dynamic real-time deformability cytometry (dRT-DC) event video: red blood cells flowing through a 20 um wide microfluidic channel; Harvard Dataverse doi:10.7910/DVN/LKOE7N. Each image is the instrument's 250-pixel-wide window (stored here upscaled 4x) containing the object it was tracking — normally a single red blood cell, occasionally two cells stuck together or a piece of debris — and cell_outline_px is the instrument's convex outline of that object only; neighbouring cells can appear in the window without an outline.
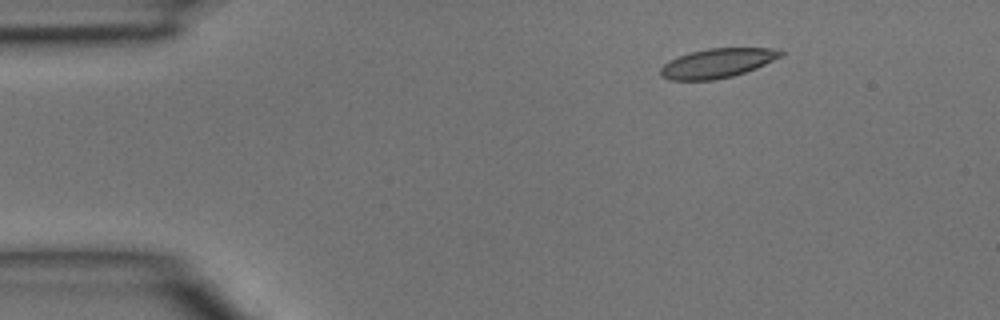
{"species": "common noctule bat (a hibernating species)", "species_latin": "Nyctalus noctula", "temperature_condition": "room temperature", "stored_images_in_passage": 4, "camera_frame_rate_fps": 3000, "um_per_image_px": 0.085, "animal": {"sex": "male", "body_mass_g": 15.6}, "frame": {"image": 1, "passage_image": 4, "time_ms": 1.0, "image_size_px": [1000, 320], "cell_outline_px": [[784, 56], [756, 68], [732, 76], [712, 80], [668, 80], [660, 76], [660, 68], [668, 60], [692, 52], [708, 48], [776, 48], [784, 52]], "centroid_in_image_um": [60.98, 5.37], "position_along_channel_um": 24.0, "area_um2": 20.58}}